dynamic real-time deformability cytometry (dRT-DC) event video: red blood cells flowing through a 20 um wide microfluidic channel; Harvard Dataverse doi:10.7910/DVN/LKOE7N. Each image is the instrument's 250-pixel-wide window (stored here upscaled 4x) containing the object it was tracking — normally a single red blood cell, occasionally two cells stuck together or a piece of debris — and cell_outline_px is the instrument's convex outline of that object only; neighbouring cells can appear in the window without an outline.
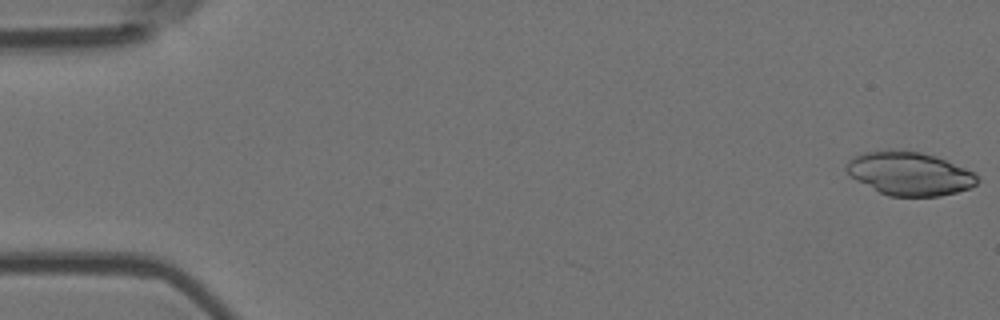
{"species": "Egyptian fruit bat (a non-hibernating species)", "species_latin": "Rousettus aegyptiacus", "temperature_condition": "room temperature", "stored_images_in_passage": 6, "camera_frame_rate_fps": 3000, "um_per_image_px": 0.085, "animal": {"sex": "female"}, "frame": {"image": 1, "passage_image": 1, "time_ms": 0.0, "image_size_px": [1000, 320], "cell_outline_px": [[980, 180], [976, 184], [968, 188], [956, 192], [940, 196], [888, 196], [856, 180], [844, 168], [848, 160], [864, 152], [920, 152], [936, 156], [964, 168], [980, 176]], "centroid_in_image_um": [77.34, 14.78], "position_along_channel_um": 7.7, "area_um2": 32.37}}